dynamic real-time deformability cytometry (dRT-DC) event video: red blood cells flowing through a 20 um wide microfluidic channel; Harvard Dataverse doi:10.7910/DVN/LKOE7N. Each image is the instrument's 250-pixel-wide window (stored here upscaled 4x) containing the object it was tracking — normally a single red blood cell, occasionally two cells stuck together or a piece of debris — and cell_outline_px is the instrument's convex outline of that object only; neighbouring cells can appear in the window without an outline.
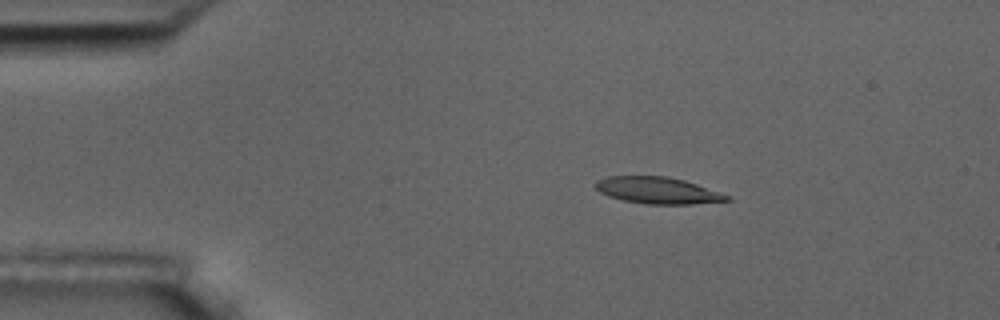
{"species": "common noctule bat (a hibernating species)", "species_latin": "Nyctalus noctula", "temperature_condition": "room temperature", "stored_images_in_passage": 6, "camera_frame_rate_fps": 3000, "um_per_image_px": 0.085, "animal": {"sex": "male", "body_mass_g": 17.5, "forearm_length_mm": 52.3}, "frame": {"image": 1, "passage_image": 3, "time_ms": 3.0, "image_size_px": [1000, 320], "cell_outline_px": [[732, 200], [692, 204], [644, 204], [624, 200], [608, 196], [600, 192], [592, 184], [596, 180], [604, 176], [668, 176], [684, 180], [696, 184], [728, 196]], "centroid_in_image_um": [55.82, 16.18], "position_along_channel_um": 29.2, "area_um2": 20.35}}
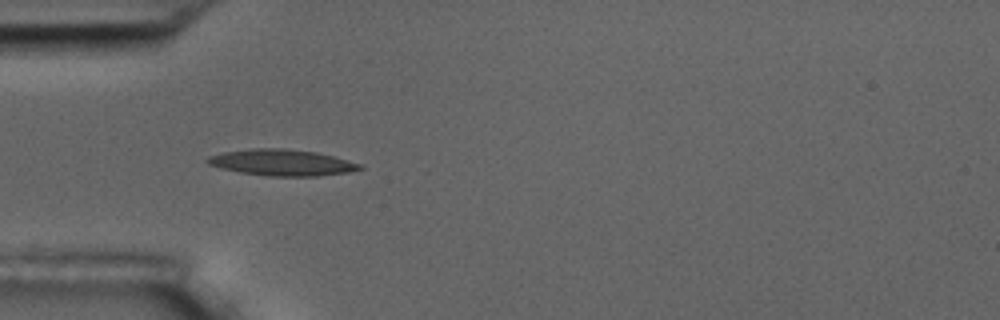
{"frame": {"image": 2, "passage_image": 5, "time_ms": 5.333, "image_size_px": [1000, 320], "cell_outline_px": [[364, 168], [348, 172], [316, 176], [268, 176], [240, 172], [220, 168], [208, 164], [204, 160], [208, 156], [224, 152], [252, 148], [284, 148], [316, 152], [364, 164]], "centroid_in_image_um": [23.96, 13.81], "position_along_channel_um": 61.0, "area_um2": 23.35}}